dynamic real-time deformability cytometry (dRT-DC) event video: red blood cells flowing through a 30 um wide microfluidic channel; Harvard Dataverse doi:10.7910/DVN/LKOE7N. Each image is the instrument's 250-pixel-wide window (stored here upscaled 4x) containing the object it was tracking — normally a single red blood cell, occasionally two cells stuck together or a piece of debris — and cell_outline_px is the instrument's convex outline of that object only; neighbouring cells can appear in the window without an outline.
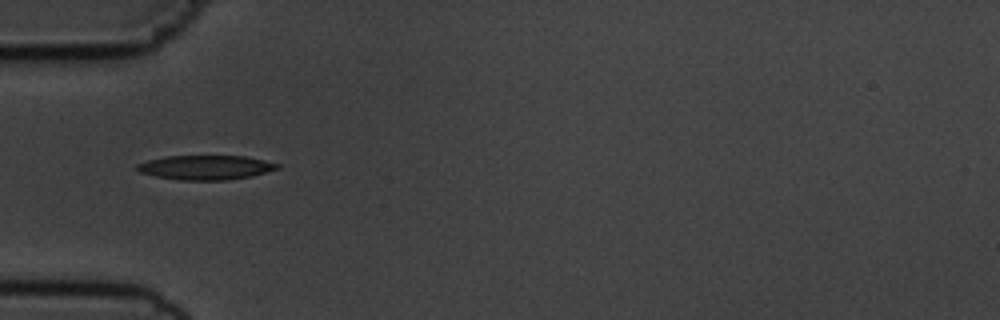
{"species": "common noctule bat (a hibernating species)", "species_latin": "Nyctalus noctula", "temperature_condition": "cold", "stored_images_in_passage": 38, "camera_frame_rate_fps": 3000, "um_per_image_px": 0.085, "animal": {"sex": "male", "body_mass_g": 19.5, "forearm_length_mm": 54.6}, "frame": {"image": 1, "passage_image": 1, "time_ms": 0.0, "image_size_px": [1000, 320], "cell_outline_px": [[280, 168], [252, 176], [224, 180], [180, 180], [156, 176], [140, 172], [136, 168], [136, 164], [148, 160], [164, 156], [244, 156], [264, 160], [280, 164]], "centroid_in_image_um": [17.48, 14.23], "position_along_channel_um": 67.5, "area_um2": 19.88}}
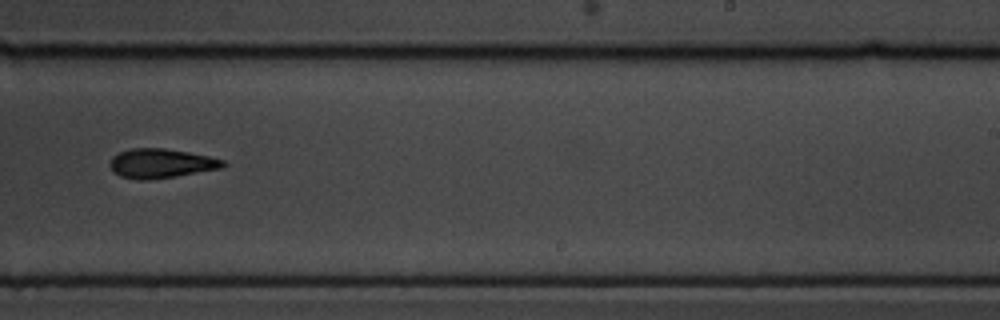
{"frame": {"image": 2, "passage_image": 18, "time_ms": 5.667, "image_size_px": [1000, 320], "cell_outline_px": [[228, 164], [220, 168], [176, 176], [148, 180], [140, 180], [120, 176], [112, 172], [108, 164], [112, 156], [120, 152], [132, 148], [164, 148], [188, 152], [208, 156], [224, 160]], "centroid_in_image_um": [13.64, 13.89], "position_along_channel_um": 275.4, "area_um2": 19.36}}
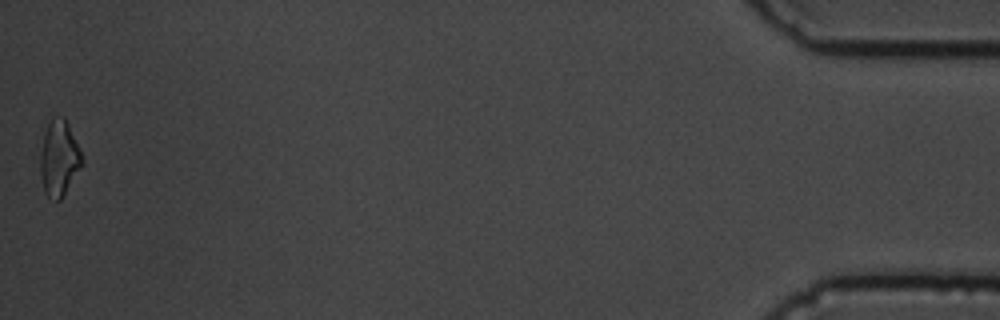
{"frame": {"image": 3, "passage_image": 38, "time_ms": 12.333, "image_size_px": [1000, 320], "cell_outline_px": [[84, 160], [80, 168], [60, 200], [56, 200], [48, 196], [44, 192], [40, 172], [40, 152], [44, 132], [48, 124], [56, 116], [64, 116], [80, 148]], "centroid_in_image_um": [5.02, 13.43], "position_along_channel_um": 430.2, "area_um2": 18.26}, "authors_computed_cell_mechanics": {"area_um2": 19.1318, "velocity_mm_per_s": 3.6804, "shape_relaxation_time_tau1_ms": 3.1532, "shape_relaxation_time_tau2_ms": null, "deformation_change_tau1": 0.1256, "deformation_change_tau2": null}}